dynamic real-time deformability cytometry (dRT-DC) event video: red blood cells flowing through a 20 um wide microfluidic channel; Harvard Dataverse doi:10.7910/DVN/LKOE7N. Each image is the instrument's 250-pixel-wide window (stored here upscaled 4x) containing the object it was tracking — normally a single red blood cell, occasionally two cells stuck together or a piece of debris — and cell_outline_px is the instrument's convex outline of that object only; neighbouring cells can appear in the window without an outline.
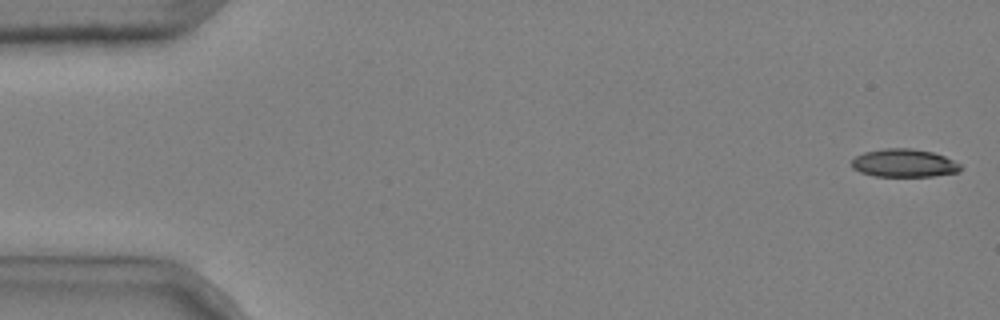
{"species": "common noctule bat (a hibernating species)", "species_latin": "Nyctalus noctula", "temperature_condition": "cold", "stored_images_in_passage": 5, "camera_frame_rate_fps": 3000, "um_per_image_px": 0.085, "animal": {"sex": "male", "body_mass_g": 20.4}, "frame": {"image": 1, "passage_image": 1, "time_ms": 0.0, "image_size_px": [1000, 320], "cell_outline_px": [[960, 172], [932, 176], [876, 176], [860, 172], [852, 168], [852, 160], [856, 156], [864, 152], [884, 148], [912, 148], [932, 152], [944, 156], [960, 164]], "centroid_in_image_um": [76.83, 13.86], "position_along_channel_um": 8.2, "area_um2": 17.74}}
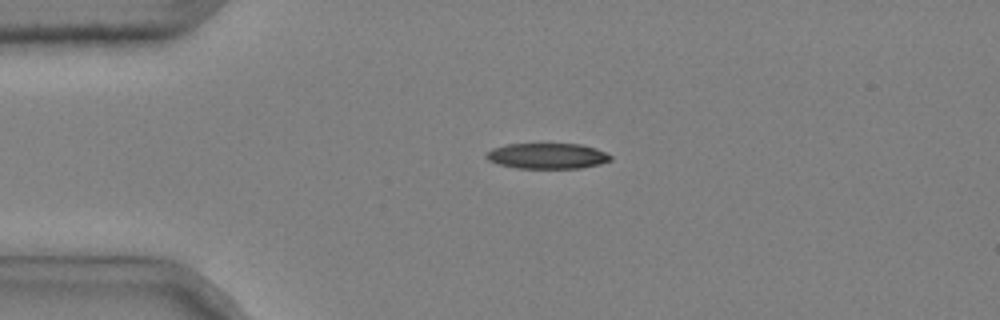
{"frame": {"image": 2, "passage_image": 4, "time_ms": 1.0, "image_size_px": [1000, 320], "cell_outline_px": [[612, 160], [600, 164], [580, 168], [516, 168], [500, 164], [488, 160], [484, 156], [492, 148], [508, 144], [580, 144], [596, 148], [612, 156]], "centroid_in_image_um": [46.53, 13.25], "position_along_channel_um": 38.5, "area_um2": 18.5}}